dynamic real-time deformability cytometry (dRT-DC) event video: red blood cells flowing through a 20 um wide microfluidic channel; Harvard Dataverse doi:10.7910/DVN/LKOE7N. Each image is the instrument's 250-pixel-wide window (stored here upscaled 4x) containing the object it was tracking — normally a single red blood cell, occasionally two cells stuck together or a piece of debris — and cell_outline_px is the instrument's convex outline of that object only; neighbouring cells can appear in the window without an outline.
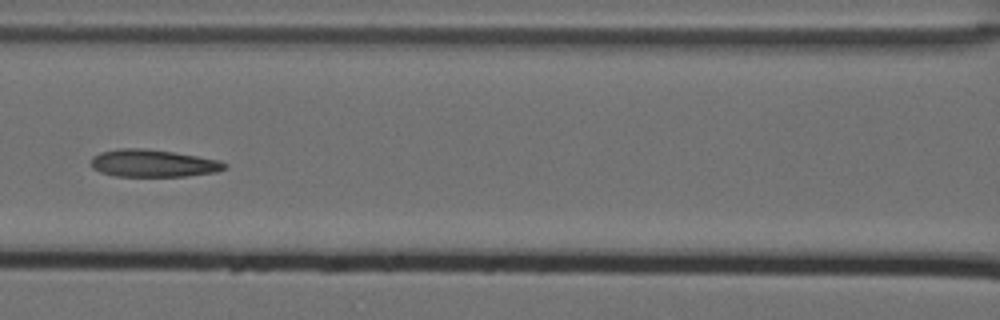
{"species": "Egyptian fruit bat (a non-hibernating species)", "species_latin": "Rousettus aegyptiacus", "temperature_condition": "cold", "stored_images_in_passage": 11, "camera_frame_rate_fps": 3000, "um_per_image_px": 0.085, "animal": {"sex": "female"}, "frame": {"image": 1, "passage_image": 7, "time_ms": 2.0, "image_size_px": [1000, 320], "cell_outline_px": [[228, 168], [216, 172], [188, 176], [116, 176], [100, 172], [92, 168], [88, 164], [92, 156], [100, 152], [120, 148], [140, 148], [172, 152], [220, 160], [228, 164]], "centroid_in_image_um": [12.99, 13.88], "position_along_channel_um": 153.6, "area_um2": 21.5}}
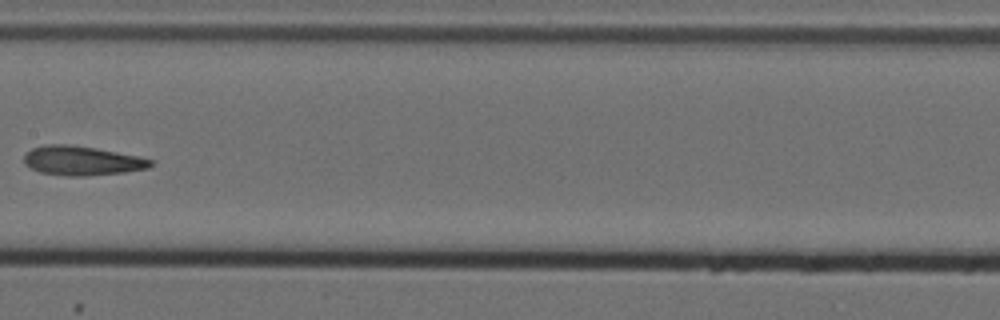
{"frame": {"image": 2, "passage_image": 8, "time_ms": 2.333, "image_size_px": [1000, 320], "cell_outline_px": [[152, 164], [148, 168], [124, 172], [88, 176], [64, 176], [40, 172], [24, 164], [24, 156], [32, 148], [48, 144], [68, 144], [96, 148], [136, 156], [152, 160]], "centroid_in_image_um": [6.93, 13.66], "position_along_channel_um": 200.5, "area_um2": 21.44}}
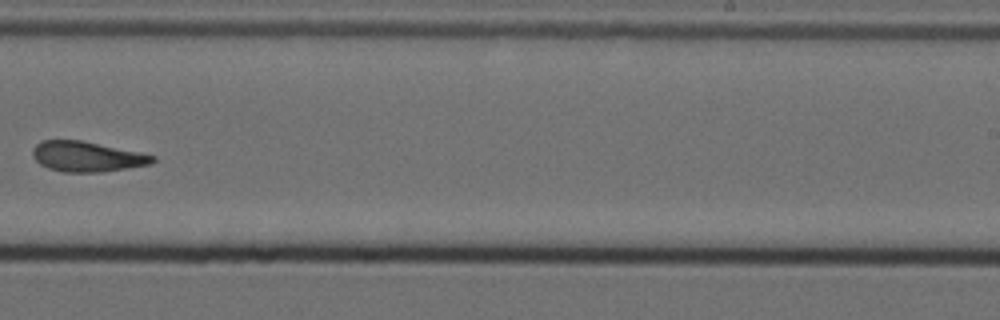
{"frame": {"image": 3, "passage_image": 10, "time_ms": 3.0, "image_size_px": [1000, 320], "cell_outline_px": [[156, 160], [152, 164], [100, 172], [64, 172], [48, 168], [40, 164], [32, 156], [32, 148], [40, 140], [80, 140], [156, 156]], "centroid_in_image_um": [7.35, 13.31], "position_along_channel_um": 281.7, "area_um2": 20.98}}